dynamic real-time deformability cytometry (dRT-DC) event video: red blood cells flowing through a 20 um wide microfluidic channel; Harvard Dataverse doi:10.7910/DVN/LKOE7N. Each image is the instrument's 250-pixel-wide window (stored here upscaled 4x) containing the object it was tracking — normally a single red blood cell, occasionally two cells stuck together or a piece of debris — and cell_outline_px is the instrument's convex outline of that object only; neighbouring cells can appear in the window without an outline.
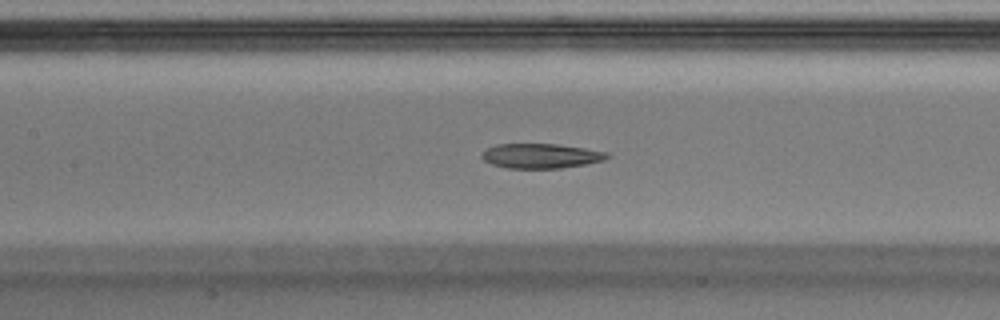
{"species": "Egyptian fruit bat (a non-hibernating species)", "species_latin": "Rousettus aegyptiacus", "temperature_condition": "warm", "stored_images_in_passage": 43, "camera_frame_rate_fps": 3000, "um_per_image_px": 0.085, "animal": {"sex": "male"}, "frame": {"image": 1, "passage_image": 15, "time_ms": 4.667, "image_size_px": [1000, 320], "cell_outline_px": [[612, 156], [604, 160], [584, 164], [560, 168], [508, 168], [492, 164], [484, 160], [480, 156], [480, 152], [496, 144], [556, 144], [584, 148], [608, 152]], "centroid_in_image_um": [45.97, 13.25], "position_along_channel_um": 161.4, "area_um2": 18.03}}
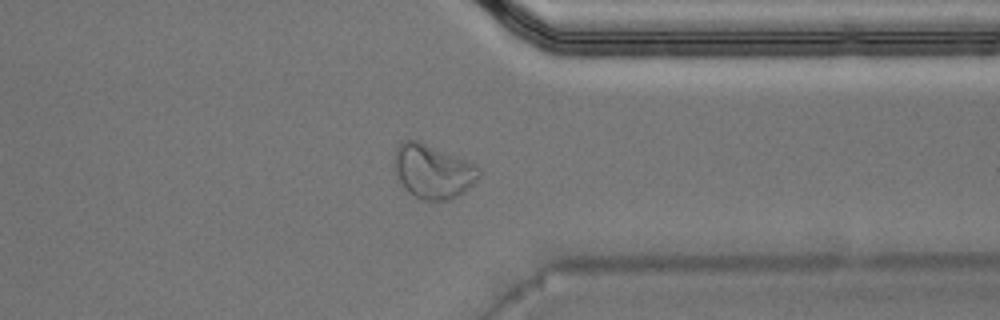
{"frame": {"image": 2, "passage_image": 31, "time_ms": 10.0, "image_size_px": [1000, 320], "cell_outline_px": [[484, 172], [464, 192], [448, 200], [424, 200], [408, 192], [404, 188], [396, 176], [392, 164], [392, 160], [396, 148], [400, 140], [416, 140], [476, 164]], "centroid_in_image_um": [36.76, 14.56], "position_along_channel_um": 374.6, "area_um2": 26.82}}
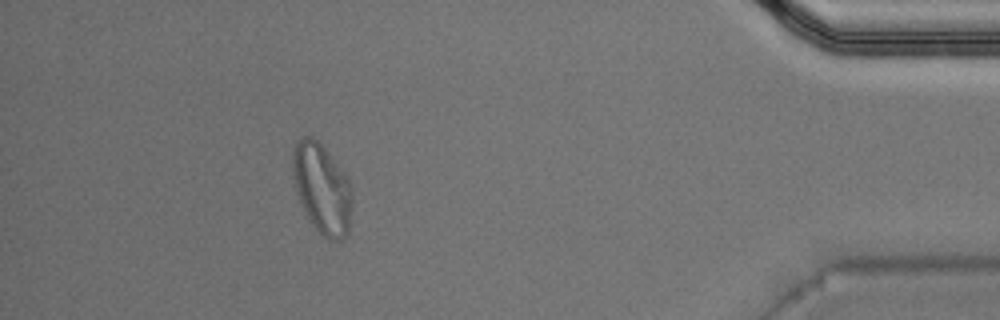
{"frame": {"image": 3, "passage_image": 37, "time_ms": 12.0, "image_size_px": [1000, 320], "cell_outline_px": [[352, 208], [348, 232], [340, 240], [328, 240], [316, 228], [308, 216], [300, 200], [296, 188], [292, 168], [292, 152], [296, 140], [304, 136], [312, 136], [324, 148], [344, 172], [352, 188]], "centroid_in_image_um": [27.38, 16.01], "position_along_channel_um": 407.8, "area_um2": 30.81}, "authors_computed_cell_mechanics": {"area_um2": 20.23, "velocity_mm_per_s": 4.0594, "shape_relaxation_time_tau1_ms": null, "shape_relaxation_time_tau2_ms": 2.2022, "deformation_change_tau1": null, "deformation_change_tau2": 0.0921}}